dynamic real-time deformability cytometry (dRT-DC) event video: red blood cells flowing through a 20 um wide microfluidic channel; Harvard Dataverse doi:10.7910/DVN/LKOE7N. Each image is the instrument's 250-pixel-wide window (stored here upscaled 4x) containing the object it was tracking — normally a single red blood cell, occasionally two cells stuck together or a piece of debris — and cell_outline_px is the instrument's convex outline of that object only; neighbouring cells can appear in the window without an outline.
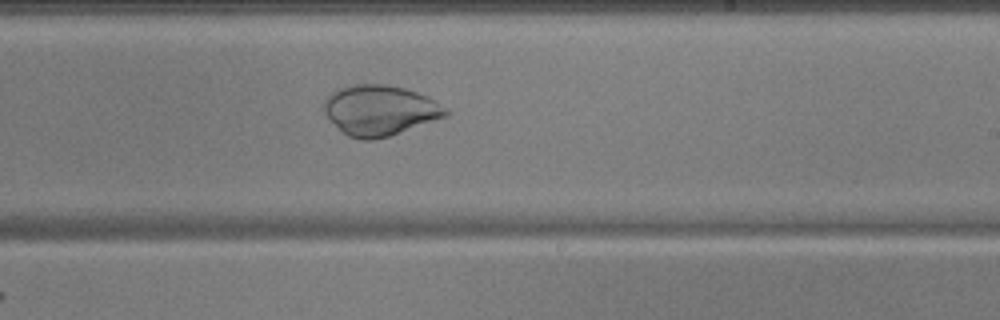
{"species": "common noctule bat (a hibernating species)", "species_latin": "Nyctalus noctula", "temperature_condition": "warm", "stored_images_in_passage": 48, "camera_frame_rate_fps": 3000, "um_per_image_px": 0.085, "animal": {"sex": "male", "body_mass_g": 17.9, "forearm_length_mm": 54.2}, "frame": {"image": 1, "passage_image": 28, "time_ms": 9.0, "image_size_px": [1000, 320], "cell_outline_px": [[448, 112], [444, 116], [388, 136], [372, 140], [364, 140], [348, 136], [324, 112], [324, 100], [332, 92], [340, 88], [356, 84], [388, 84], [404, 88], [428, 96], [444, 108]], "centroid_in_image_um": [32.25, 9.35], "position_along_channel_um": 256.7, "area_um2": 34.8}}